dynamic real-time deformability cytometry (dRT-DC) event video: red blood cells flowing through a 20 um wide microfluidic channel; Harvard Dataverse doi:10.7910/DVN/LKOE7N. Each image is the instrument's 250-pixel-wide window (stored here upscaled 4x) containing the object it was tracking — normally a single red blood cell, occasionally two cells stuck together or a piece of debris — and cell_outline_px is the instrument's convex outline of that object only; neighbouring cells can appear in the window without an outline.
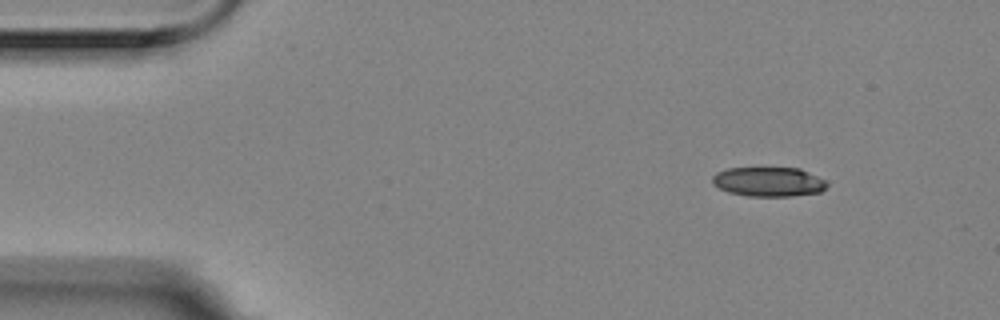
{"species": "Egyptian fruit bat (a non-hibernating species)", "species_latin": "Rousettus aegyptiacus", "temperature_condition": "room temperature", "stored_images_in_passage": 4, "camera_frame_rate_fps": 3000, "um_per_image_px": 0.085, "animal": {"sex": "female"}, "frame": {"image": 1, "passage_image": 1, "time_ms": 0.0, "image_size_px": [1000, 320], "cell_outline_px": [[828, 184], [820, 192], [792, 196], [748, 196], [728, 192], [712, 184], [712, 176], [716, 172], [728, 168], [800, 168], [828, 180]], "centroid_in_image_um": [65.34, 15.44], "position_along_channel_um": 19.7, "area_um2": 19.83}}
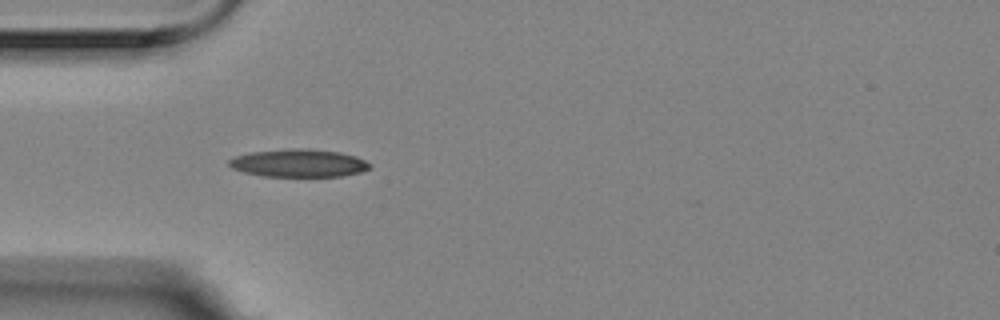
{"frame": {"image": 2, "passage_image": 3, "time_ms": 0.667, "image_size_px": [1000, 320], "cell_outline_px": [[372, 168], [360, 172], [340, 176], [264, 176], [244, 172], [232, 168], [228, 164], [228, 160], [236, 156], [248, 152], [292, 148], [308, 148], [340, 152], [356, 156], [372, 164]], "centroid_in_image_um": [25.4, 13.85], "position_along_channel_um": 59.6, "area_um2": 22.95}}
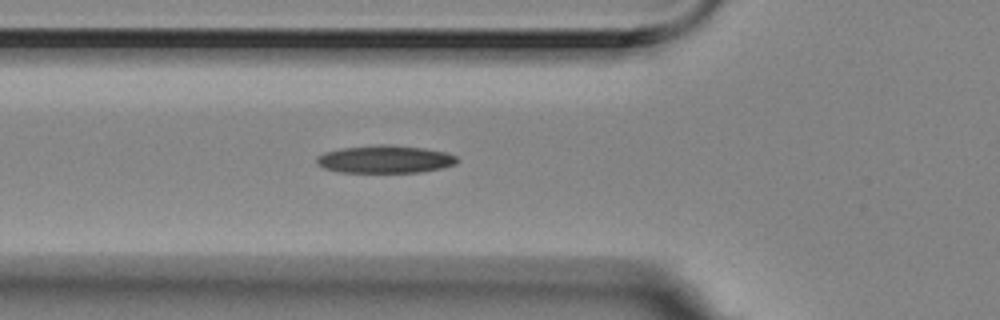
{"frame": {"image": 3, "passage_image": 4, "time_ms": 1.0, "image_size_px": [1000, 320], "cell_outline_px": [[460, 160], [456, 164], [440, 168], [420, 172], [340, 172], [324, 168], [316, 164], [316, 156], [324, 152], [340, 148], [376, 144], [388, 144], [424, 148], [448, 152], [456, 156]], "centroid_in_image_um": [32.72, 13.52], "position_along_channel_um": 93.1, "area_um2": 22.95}}